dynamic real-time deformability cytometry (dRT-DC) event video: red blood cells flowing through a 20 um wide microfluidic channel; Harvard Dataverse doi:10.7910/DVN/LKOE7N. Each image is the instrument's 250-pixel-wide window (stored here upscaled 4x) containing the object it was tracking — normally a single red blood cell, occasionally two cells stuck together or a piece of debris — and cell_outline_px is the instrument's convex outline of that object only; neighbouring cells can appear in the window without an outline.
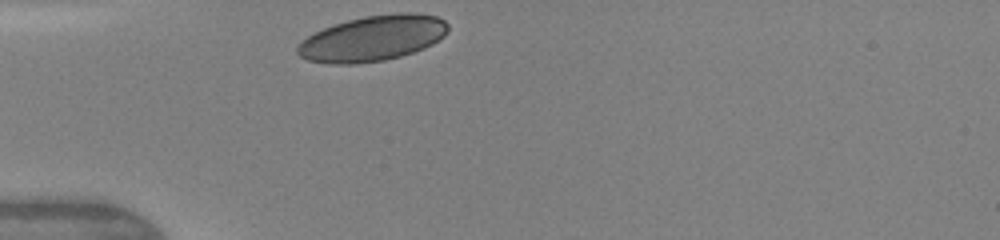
{"species": "human", "species_latin": "Homo sapiens", "temperature_condition": "warm", "stored_images_in_passage": 2, "camera_frame_rate_fps": 3000, "um_per_image_px": 0.085, "donor": {"sex": "female"}, "frame": {"image": 1, "passage_image": 1, "time_ms": 0.0, "image_size_px": [1000, 240], "cell_outline_px": [[448, 32], [444, 36], [432, 44], [424, 48], [400, 56], [384, 60], [356, 64], [328, 64], [308, 60], [300, 56], [296, 52], [296, 48], [308, 36], [324, 28], [348, 20], [364, 16], [400, 12], [416, 12], [436, 16], [444, 20], [448, 24]], "centroid_in_image_um": [31.7, 3.25], "position_along_channel_um": 53.3, "area_um2": 39.88}}